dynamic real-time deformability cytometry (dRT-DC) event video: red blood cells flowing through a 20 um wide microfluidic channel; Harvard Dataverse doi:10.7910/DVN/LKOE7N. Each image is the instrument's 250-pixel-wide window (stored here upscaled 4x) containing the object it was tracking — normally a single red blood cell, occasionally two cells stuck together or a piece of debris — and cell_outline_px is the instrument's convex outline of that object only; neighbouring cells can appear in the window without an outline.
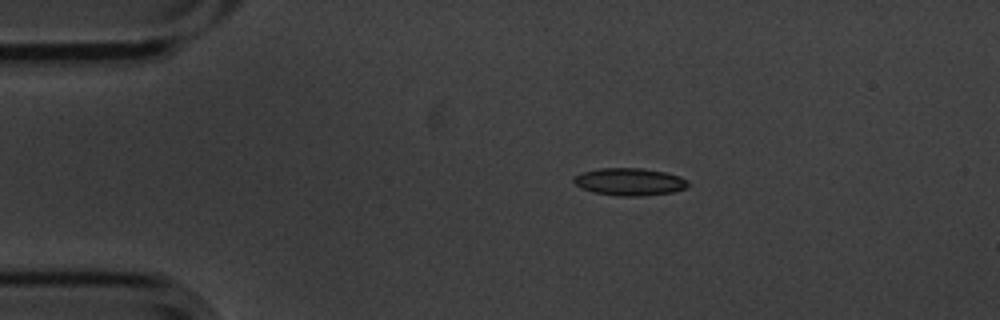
{"species": "common noctule bat (a hibernating species)", "species_latin": "Nyctalus noctula", "temperature_condition": "cold", "stored_images_in_passage": 9, "camera_frame_rate_fps": 3000, "um_per_image_px": 0.085, "animal": {"sex": "male", "body_mass_g": 20.1, "forearm_length_mm": 53.5}, "frame": {"image": 1, "passage_image": 1, "time_ms": 0.0, "image_size_px": [1000, 320], "cell_outline_px": [[688, 184], [684, 188], [676, 192], [640, 196], [620, 196], [592, 192], [580, 188], [572, 180], [580, 172], [600, 168], [640, 168], [664, 172], [680, 176], [688, 180]], "centroid_in_image_um": [53.5, 15.45], "position_along_channel_um": 31.5, "area_um2": 18.32}}
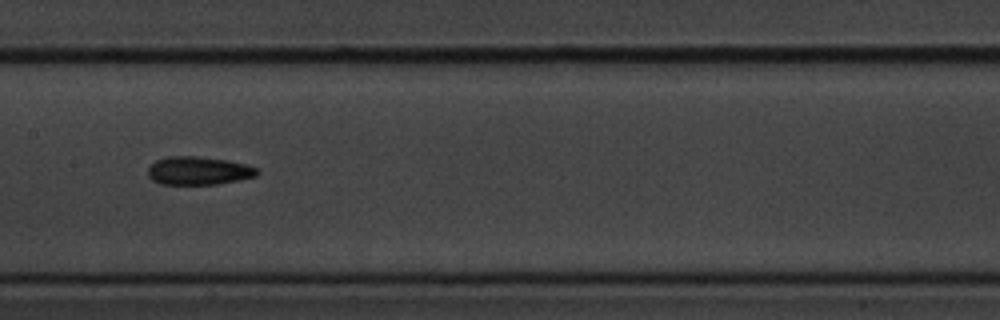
{"frame": {"image": 2, "passage_image": 6, "time_ms": 1.667, "image_size_px": [1000, 320], "cell_outline_px": [[260, 172], [256, 176], [216, 184], [160, 184], [152, 180], [148, 176], [148, 168], [156, 160], [168, 156], [200, 156], [228, 160], [248, 164], [256, 168]], "centroid_in_image_um": [16.87, 14.5], "position_along_channel_um": 190.5, "area_um2": 18.03}}
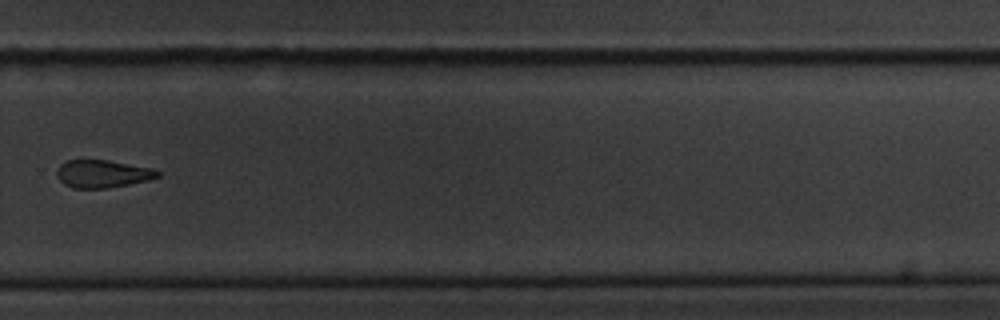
{"frame": {"image": 3, "passage_image": 9, "time_ms": 2.667, "image_size_px": [1000, 320], "cell_outline_px": [[160, 176], [148, 180], [108, 188], [72, 188], [64, 184], [60, 180], [56, 172], [60, 164], [68, 160], [108, 160], [152, 168], [160, 172]], "centroid_in_image_um": [8.71, 14.77], "position_along_channel_um": 321.1, "area_um2": 16.18}}